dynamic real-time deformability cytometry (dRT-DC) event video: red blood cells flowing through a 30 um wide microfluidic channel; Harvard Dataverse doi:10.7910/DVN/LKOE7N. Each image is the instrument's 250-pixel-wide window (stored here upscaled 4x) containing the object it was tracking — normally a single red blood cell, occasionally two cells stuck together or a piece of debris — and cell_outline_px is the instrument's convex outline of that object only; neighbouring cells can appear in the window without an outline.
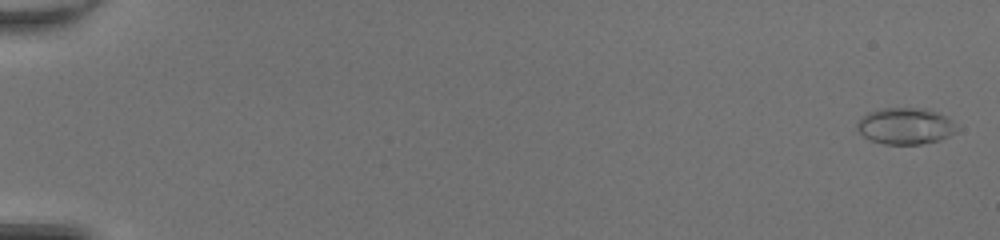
{"species": "common noctule bat (a hibernating species)", "species_latin": "Nyctalus noctula", "temperature_condition": "room temperature", "stored_images_in_passage": 51, "camera_frame_rate_fps": 3000, "um_per_image_px": 0.085, "animal": {"sex": "female", "body_mass_g": 20.0, "forearm_length_mm": 54.0}, "frame": {"image": 1, "passage_image": 2, "time_ms": 0.333, "image_size_px": [1000, 240], "cell_outline_px": [[956, 132], [940, 140], [920, 144], [884, 144], [872, 140], [864, 136], [856, 128], [856, 124], [868, 112], [880, 108], [924, 108], [936, 112], [952, 120]], "centroid_in_image_um": [76.94, 10.71], "position_along_channel_um": 8.1, "area_um2": 20.92}}
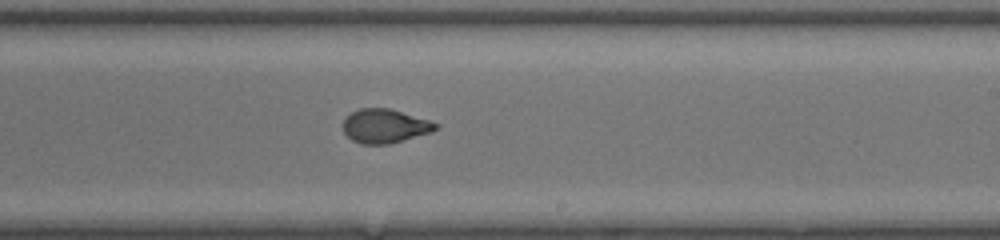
{"frame": {"image": 2, "passage_image": 33, "time_ms": 10.667, "image_size_px": [1000, 240], "cell_outline_px": [[440, 128], [432, 132], [388, 144], [360, 144], [352, 140], [344, 132], [344, 120], [352, 112], [360, 108], [388, 108], [428, 120], [440, 124]], "centroid_in_image_um": [32.74, 10.72], "position_along_channel_um": 256.3, "area_um2": 18.15}}
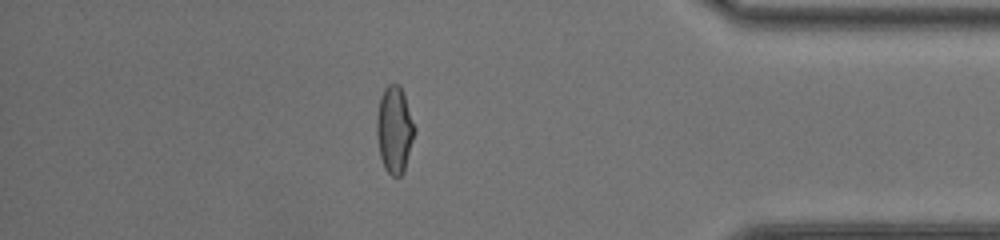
{"frame": {"image": 3, "passage_image": 45, "time_ms": 14.667, "image_size_px": [1000, 240], "cell_outline_px": [[416, 128], [404, 172], [400, 176], [392, 176], [384, 168], [380, 156], [376, 132], [376, 116], [380, 96], [384, 88], [388, 84], [400, 84]], "centroid_in_image_um": [33.52, 11.01], "position_along_channel_um": 401.7, "area_um2": 19.25}, "authors_computed_cell_mechanics": {"area_um2": 19.074, "velocity_mm_per_s": 4.3105, "shape_relaxation_time_tau1_ms": 8.0892, "shape_relaxation_time_tau2_ms": 0.7193, "deformation_change_tau1": 0.2654, "deformation_change_tau2": 0.0538}}